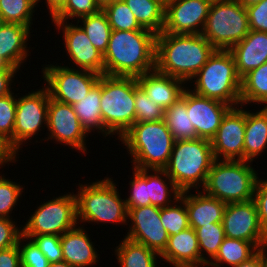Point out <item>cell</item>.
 I'll return each mask as SVG.
<instances>
[{
    "instance_id": "cell-1",
    "label": "cell",
    "mask_w": 267,
    "mask_h": 267,
    "mask_svg": "<svg viewBox=\"0 0 267 267\" xmlns=\"http://www.w3.org/2000/svg\"><path fill=\"white\" fill-rule=\"evenodd\" d=\"M215 50L202 34L161 32L156 35L155 69L189 84Z\"/></svg>"
},
{
    "instance_id": "cell-2",
    "label": "cell",
    "mask_w": 267,
    "mask_h": 267,
    "mask_svg": "<svg viewBox=\"0 0 267 267\" xmlns=\"http://www.w3.org/2000/svg\"><path fill=\"white\" fill-rule=\"evenodd\" d=\"M156 34L148 29L112 30L103 55L104 74L138 77L155 70Z\"/></svg>"
},
{
    "instance_id": "cell-3",
    "label": "cell",
    "mask_w": 267,
    "mask_h": 267,
    "mask_svg": "<svg viewBox=\"0 0 267 267\" xmlns=\"http://www.w3.org/2000/svg\"><path fill=\"white\" fill-rule=\"evenodd\" d=\"M76 209L77 221L95 224H128V209L125 199L121 198L116 182L111 177H104L90 184L77 186ZM120 193V194H119Z\"/></svg>"
},
{
    "instance_id": "cell-4",
    "label": "cell",
    "mask_w": 267,
    "mask_h": 267,
    "mask_svg": "<svg viewBox=\"0 0 267 267\" xmlns=\"http://www.w3.org/2000/svg\"><path fill=\"white\" fill-rule=\"evenodd\" d=\"M119 141L132 159V168L164 169L175 140L164 120H157L136 122Z\"/></svg>"
},
{
    "instance_id": "cell-5",
    "label": "cell",
    "mask_w": 267,
    "mask_h": 267,
    "mask_svg": "<svg viewBox=\"0 0 267 267\" xmlns=\"http://www.w3.org/2000/svg\"><path fill=\"white\" fill-rule=\"evenodd\" d=\"M215 160L210 140H175L163 170L182 192L201 190Z\"/></svg>"
},
{
    "instance_id": "cell-6",
    "label": "cell",
    "mask_w": 267,
    "mask_h": 267,
    "mask_svg": "<svg viewBox=\"0 0 267 267\" xmlns=\"http://www.w3.org/2000/svg\"><path fill=\"white\" fill-rule=\"evenodd\" d=\"M189 83L191 84L186 86L198 95L221 101L231 107L241 105V78L229 50H215Z\"/></svg>"
},
{
    "instance_id": "cell-7",
    "label": "cell",
    "mask_w": 267,
    "mask_h": 267,
    "mask_svg": "<svg viewBox=\"0 0 267 267\" xmlns=\"http://www.w3.org/2000/svg\"><path fill=\"white\" fill-rule=\"evenodd\" d=\"M246 160H215L202 191L225 203L253 199L258 172Z\"/></svg>"
},
{
    "instance_id": "cell-8",
    "label": "cell",
    "mask_w": 267,
    "mask_h": 267,
    "mask_svg": "<svg viewBox=\"0 0 267 267\" xmlns=\"http://www.w3.org/2000/svg\"><path fill=\"white\" fill-rule=\"evenodd\" d=\"M101 116L116 140L136 123L134 77L101 75Z\"/></svg>"
},
{
    "instance_id": "cell-9",
    "label": "cell",
    "mask_w": 267,
    "mask_h": 267,
    "mask_svg": "<svg viewBox=\"0 0 267 267\" xmlns=\"http://www.w3.org/2000/svg\"><path fill=\"white\" fill-rule=\"evenodd\" d=\"M250 31L247 9L237 0L211 3L202 35L216 50H230Z\"/></svg>"
},
{
    "instance_id": "cell-10",
    "label": "cell",
    "mask_w": 267,
    "mask_h": 267,
    "mask_svg": "<svg viewBox=\"0 0 267 267\" xmlns=\"http://www.w3.org/2000/svg\"><path fill=\"white\" fill-rule=\"evenodd\" d=\"M22 227V235H58L61 236L78 225L76 197L74 192H66L41 202L36 206Z\"/></svg>"
},
{
    "instance_id": "cell-11",
    "label": "cell",
    "mask_w": 267,
    "mask_h": 267,
    "mask_svg": "<svg viewBox=\"0 0 267 267\" xmlns=\"http://www.w3.org/2000/svg\"><path fill=\"white\" fill-rule=\"evenodd\" d=\"M44 64L42 66V79L44 87L48 90L50 98L61 103L73 105L82 100L84 96L98 83L101 75L88 71L71 68L65 64L60 66Z\"/></svg>"
},
{
    "instance_id": "cell-12",
    "label": "cell",
    "mask_w": 267,
    "mask_h": 267,
    "mask_svg": "<svg viewBox=\"0 0 267 267\" xmlns=\"http://www.w3.org/2000/svg\"><path fill=\"white\" fill-rule=\"evenodd\" d=\"M42 87L35 91L32 89L31 93L29 91L26 95L17 96L14 126V152L17 156L22 155L18 153L25 144L31 143L34 136H38L40 131L47 128L50 96L48 90Z\"/></svg>"
},
{
    "instance_id": "cell-13",
    "label": "cell",
    "mask_w": 267,
    "mask_h": 267,
    "mask_svg": "<svg viewBox=\"0 0 267 267\" xmlns=\"http://www.w3.org/2000/svg\"><path fill=\"white\" fill-rule=\"evenodd\" d=\"M47 131V137L39 138V143H42V140L45 142L52 140L55 141L53 143L57 142L56 145L63 144L68 148L71 147L69 149L74 148L86 156L88 150L86 137L89 136L79 122L72 105L49 98Z\"/></svg>"
},
{
    "instance_id": "cell-14",
    "label": "cell",
    "mask_w": 267,
    "mask_h": 267,
    "mask_svg": "<svg viewBox=\"0 0 267 267\" xmlns=\"http://www.w3.org/2000/svg\"><path fill=\"white\" fill-rule=\"evenodd\" d=\"M222 224L225 237L252 242L259 250L265 248L267 233L261 226L253 199L227 203Z\"/></svg>"
},
{
    "instance_id": "cell-15",
    "label": "cell",
    "mask_w": 267,
    "mask_h": 267,
    "mask_svg": "<svg viewBox=\"0 0 267 267\" xmlns=\"http://www.w3.org/2000/svg\"><path fill=\"white\" fill-rule=\"evenodd\" d=\"M71 22L52 21L56 30L58 32L60 30L63 34L64 42L62 44H64L65 51L67 52L66 55L69 56L68 60L73 64L70 67L103 75V54L93 46L79 23Z\"/></svg>"
},
{
    "instance_id": "cell-16",
    "label": "cell",
    "mask_w": 267,
    "mask_h": 267,
    "mask_svg": "<svg viewBox=\"0 0 267 267\" xmlns=\"http://www.w3.org/2000/svg\"><path fill=\"white\" fill-rule=\"evenodd\" d=\"M243 107V105L231 107L211 139L216 160H244L246 109Z\"/></svg>"
},
{
    "instance_id": "cell-17",
    "label": "cell",
    "mask_w": 267,
    "mask_h": 267,
    "mask_svg": "<svg viewBox=\"0 0 267 267\" xmlns=\"http://www.w3.org/2000/svg\"><path fill=\"white\" fill-rule=\"evenodd\" d=\"M128 209V232L124 237L144 244L161 255L165 250L169 235L162 226L160 208L149 205Z\"/></svg>"
},
{
    "instance_id": "cell-18",
    "label": "cell",
    "mask_w": 267,
    "mask_h": 267,
    "mask_svg": "<svg viewBox=\"0 0 267 267\" xmlns=\"http://www.w3.org/2000/svg\"><path fill=\"white\" fill-rule=\"evenodd\" d=\"M212 0L165 1L162 32L172 34H201Z\"/></svg>"
},
{
    "instance_id": "cell-19",
    "label": "cell",
    "mask_w": 267,
    "mask_h": 267,
    "mask_svg": "<svg viewBox=\"0 0 267 267\" xmlns=\"http://www.w3.org/2000/svg\"><path fill=\"white\" fill-rule=\"evenodd\" d=\"M231 108L221 101L194 93L186 87V109L197 138L210 140L214 137L224 115Z\"/></svg>"
},
{
    "instance_id": "cell-20",
    "label": "cell",
    "mask_w": 267,
    "mask_h": 267,
    "mask_svg": "<svg viewBox=\"0 0 267 267\" xmlns=\"http://www.w3.org/2000/svg\"><path fill=\"white\" fill-rule=\"evenodd\" d=\"M30 31L28 26L12 23H5L0 28V65H8L21 71L20 67L31 54V45L27 46V42L31 41Z\"/></svg>"
},
{
    "instance_id": "cell-21",
    "label": "cell",
    "mask_w": 267,
    "mask_h": 267,
    "mask_svg": "<svg viewBox=\"0 0 267 267\" xmlns=\"http://www.w3.org/2000/svg\"><path fill=\"white\" fill-rule=\"evenodd\" d=\"M90 236L82 224L63 233L60 236L63 261L74 267L95 266L100 260V254Z\"/></svg>"
},
{
    "instance_id": "cell-22",
    "label": "cell",
    "mask_w": 267,
    "mask_h": 267,
    "mask_svg": "<svg viewBox=\"0 0 267 267\" xmlns=\"http://www.w3.org/2000/svg\"><path fill=\"white\" fill-rule=\"evenodd\" d=\"M138 84L144 89L148 99L154 101L162 109L171 107L179 98L187 85L183 80L158 72L156 69L136 77Z\"/></svg>"
},
{
    "instance_id": "cell-23",
    "label": "cell",
    "mask_w": 267,
    "mask_h": 267,
    "mask_svg": "<svg viewBox=\"0 0 267 267\" xmlns=\"http://www.w3.org/2000/svg\"><path fill=\"white\" fill-rule=\"evenodd\" d=\"M196 192L195 194H193ZM181 192L188 214L189 226L193 229L210 223L222 222L227 203L205 194L202 190Z\"/></svg>"
},
{
    "instance_id": "cell-24",
    "label": "cell",
    "mask_w": 267,
    "mask_h": 267,
    "mask_svg": "<svg viewBox=\"0 0 267 267\" xmlns=\"http://www.w3.org/2000/svg\"><path fill=\"white\" fill-rule=\"evenodd\" d=\"M160 259L173 267H201V255L196 231L188 227L168 238Z\"/></svg>"
},
{
    "instance_id": "cell-25",
    "label": "cell",
    "mask_w": 267,
    "mask_h": 267,
    "mask_svg": "<svg viewBox=\"0 0 267 267\" xmlns=\"http://www.w3.org/2000/svg\"><path fill=\"white\" fill-rule=\"evenodd\" d=\"M240 78L267 62V32L250 30L246 37L229 50Z\"/></svg>"
},
{
    "instance_id": "cell-26",
    "label": "cell",
    "mask_w": 267,
    "mask_h": 267,
    "mask_svg": "<svg viewBox=\"0 0 267 267\" xmlns=\"http://www.w3.org/2000/svg\"><path fill=\"white\" fill-rule=\"evenodd\" d=\"M246 108L244 160L255 161L267 148V107L254 112Z\"/></svg>"
},
{
    "instance_id": "cell-27",
    "label": "cell",
    "mask_w": 267,
    "mask_h": 267,
    "mask_svg": "<svg viewBox=\"0 0 267 267\" xmlns=\"http://www.w3.org/2000/svg\"><path fill=\"white\" fill-rule=\"evenodd\" d=\"M79 122L87 134L101 133L103 137L110 138L113 135L105 128L101 116V76L98 83L90 90L87 96L72 105Z\"/></svg>"
},
{
    "instance_id": "cell-28",
    "label": "cell",
    "mask_w": 267,
    "mask_h": 267,
    "mask_svg": "<svg viewBox=\"0 0 267 267\" xmlns=\"http://www.w3.org/2000/svg\"><path fill=\"white\" fill-rule=\"evenodd\" d=\"M147 192L151 205L163 208L176 201L182 191L163 169H147Z\"/></svg>"
},
{
    "instance_id": "cell-29",
    "label": "cell",
    "mask_w": 267,
    "mask_h": 267,
    "mask_svg": "<svg viewBox=\"0 0 267 267\" xmlns=\"http://www.w3.org/2000/svg\"><path fill=\"white\" fill-rule=\"evenodd\" d=\"M114 249L120 267H159L160 255L147 248L144 244L125 237Z\"/></svg>"
},
{
    "instance_id": "cell-30",
    "label": "cell",
    "mask_w": 267,
    "mask_h": 267,
    "mask_svg": "<svg viewBox=\"0 0 267 267\" xmlns=\"http://www.w3.org/2000/svg\"><path fill=\"white\" fill-rule=\"evenodd\" d=\"M258 251L252 242L225 237L218 253L206 267H234L249 260Z\"/></svg>"
},
{
    "instance_id": "cell-31",
    "label": "cell",
    "mask_w": 267,
    "mask_h": 267,
    "mask_svg": "<svg viewBox=\"0 0 267 267\" xmlns=\"http://www.w3.org/2000/svg\"><path fill=\"white\" fill-rule=\"evenodd\" d=\"M142 28L161 33L164 27L165 2L163 0H124Z\"/></svg>"
},
{
    "instance_id": "cell-32",
    "label": "cell",
    "mask_w": 267,
    "mask_h": 267,
    "mask_svg": "<svg viewBox=\"0 0 267 267\" xmlns=\"http://www.w3.org/2000/svg\"><path fill=\"white\" fill-rule=\"evenodd\" d=\"M240 99L245 107L252 103L267 107V62L241 78Z\"/></svg>"
},
{
    "instance_id": "cell-33",
    "label": "cell",
    "mask_w": 267,
    "mask_h": 267,
    "mask_svg": "<svg viewBox=\"0 0 267 267\" xmlns=\"http://www.w3.org/2000/svg\"><path fill=\"white\" fill-rule=\"evenodd\" d=\"M164 122L172 133L174 140H192L197 138L193 124L186 109V88L171 107L165 110Z\"/></svg>"
},
{
    "instance_id": "cell-34",
    "label": "cell",
    "mask_w": 267,
    "mask_h": 267,
    "mask_svg": "<svg viewBox=\"0 0 267 267\" xmlns=\"http://www.w3.org/2000/svg\"><path fill=\"white\" fill-rule=\"evenodd\" d=\"M77 23H80L93 46L104 55L112 31L106 13L100 10L97 14L79 18Z\"/></svg>"
},
{
    "instance_id": "cell-35",
    "label": "cell",
    "mask_w": 267,
    "mask_h": 267,
    "mask_svg": "<svg viewBox=\"0 0 267 267\" xmlns=\"http://www.w3.org/2000/svg\"><path fill=\"white\" fill-rule=\"evenodd\" d=\"M198 238L201 255V267L206 265L216 256L222 244L225 233L222 222L210 223V225L194 229Z\"/></svg>"
},
{
    "instance_id": "cell-36",
    "label": "cell",
    "mask_w": 267,
    "mask_h": 267,
    "mask_svg": "<svg viewBox=\"0 0 267 267\" xmlns=\"http://www.w3.org/2000/svg\"><path fill=\"white\" fill-rule=\"evenodd\" d=\"M38 6L37 0H0V14L5 23L25 25L32 30Z\"/></svg>"
},
{
    "instance_id": "cell-37",
    "label": "cell",
    "mask_w": 267,
    "mask_h": 267,
    "mask_svg": "<svg viewBox=\"0 0 267 267\" xmlns=\"http://www.w3.org/2000/svg\"><path fill=\"white\" fill-rule=\"evenodd\" d=\"M112 30H142L133 12L124 0L109 2L102 7Z\"/></svg>"
},
{
    "instance_id": "cell-38",
    "label": "cell",
    "mask_w": 267,
    "mask_h": 267,
    "mask_svg": "<svg viewBox=\"0 0 267 267\" xmlns=\"http://www.w3.org/2000/svg\"><path fill=\"white\" fill-rule=\"evenodd\" d=\"M160 219L169 236L190 227L186 205L181 197L171 205L160 208Z\"/></svg>"
},
{
    "instance_id": "cell-39",
    "label": "cell",
    "mask_w": 267,
    "mask_h": 267,
    "mask_svg": "<svg viewBox=\"0 0 267 267\" xmlns=\"http://www.w3.org/2000/svg\"><path fill=\"white\" fill-rule=\"evenodd\" d=\"M12 92L0 98V137L14 151V126L17 94Z\"/></svg>"
},
{
    "instance_id": "cell-40",
    "label": "cell",
    "mask_w": 267,
    "mask_h": 267,
    "mask_svg": "<svg viewBox=\"0 0 267 267\" xmlns=\"http://www.w3.org/2000/svg\"><path fill=\"white\" fill-rule=\"evenodd\" d=\"M134 99L136 122H151L164 119L165 110L154 101L148 99L146 92L138 84L136 77H134Z\"/></svg>"
},
{
    "instance_id": "cell-41",
    "label": "cell",
    "mask_w": 267,
    "mask_h": 267,
    "mask_svg": "<svg viewBox=\"0 0 267 267\" xmlns=\"http://www.w3.org/2000/svg\"><path fill=\"white\" fill-rule=\"evenodd\" d=\"M133 175L129 181L130 193L125 197L127 208H139L151 205L147 192V169L133 168Z\"/></svg>"
},
{
    "instance_id": "cell-42",
    "label": "cell",
    "mask_w": 267,
    "mask_h": 267,
    "mask_svg": "<svg viewBox=\"0 0 267 267\" xmlns=\"http://www.w3.org/2000/svg\"><path fill=\"white\" fill-rule=\"evenodd\" d=\"M102 6L97 0H67L51 21H77L84 16L97 14Z\"/></svg>"
},
{
    "instance_id": "cell-43",
    "label": "cell",
    "mask_w": 267,
    "mask_h": 267,
    "mask_svg": "<svg viewBox=\"0 0 267 267\" xmlns=\"http://www.w3.org/2000/svg\"><path fill=\"white\" fill-rule=\"evenodd\" d=\"M19 183L0 174V217L13 218L12 211L18 206V201L22 198V192L25 189V186Z\"/></svg>"
},
{
    "instance_id": "cell-44",
    "label": "cell",
    "mask_w": 267,
    "mask_h": 267,
    "mask_svg": "<svg viewBox=\"0 0 267 267\" xmlns=\"http://www.w3.org/2000/svg\"><path fill=\"white\" fill-rule=\"evenodd\" d=\"M18 248L21 267H49L48 259L31 238L21 235L18 240Z\"/></svg>"
},
{
    "instance_id": "cell-45",
    "label": "cell",
    "mask_w": 267,
    "mask_h": 267,
    "mask_svg": "<svg viewBox=\"0 0 267 267\" xmlns=\"http://www.w3.org/2000/svg\"><path fill=\"white\" fill-rule=\"evenodd\" d=\"M31 238L43 252L49 263L63 261L60 236L58 235H24Z\"/></svg>"
},
{
    "instance_id": "cell-46",
    "label": "cell",
    "mask_w": 267,
    "mask_h": 267,
    "mask_svg": "<svg viewBox=\"0 0 267 267\" xmlns=\"http://www.w3.org/2000/svg\"><path fill=\"white\" fill-rule=\"evenodd\" d=\"M11 218L0 217V250H4L18 244L22 235L21 225L17 226Z\"/></svg>"
},
{
    "instance_id": "cell-47",
    "label": "cell",
    "mask_w": 267,
    "mask_h": 267,
    "mask_svg": "<svg viewBox=\"0 0 267 267\" xmlns=\"http://www.w3.org/2000/svg\"><path fill=\"white\" fill-rule=\"evenodd\" d=\"M250 30L267 32V0L246 7Z\"/></svg>"
},
{
    "instance_id": "cell-48",
    "label": "cell",
    "mask_w": 267,
    "mask_h": 267,
    "mask_svg": "<svg viewBox=\"0 0 267 267\" xmlns=\"http://www.w3.org/2000/svg\"><path fill=\"white\" fill-rule=\"evenodd\" d=\"M253 201L257 207L261 226L267 233V179L257 178Z\"/></svg>"
},
{
    "instance_id": "cell-49",
    "label": "cell",
    "mask_w": 267,
    "mask_h": 267,
    "mask_svg": "<svg viewBox=\"0 0 267 267\" xmlns=\"http://www.w3.org/2000/svg\"><path fill=\"white\" fill-rule=\"evenodd\" d=\"M20 73L17 69L8 65H0V98L13 92L15 75Z\"/></svg>"
},
{
    "instance_id": "cell-50",
    "label": "cell",
    "mask_w": 267,
    "mask_h": 267,
    "mask_svg": "<svg viewBox=\"0 0 267 267\" xmlns=\"http://www.w3.org/2000/svg\"><path fill=\"white\" fill-rule=\"evenodd\" d=\"M0 267H21L18 244L10 248L0 250Z\"/></svg>"
},
{
    "instance_id": "cell-51",
    "label": "cell",
    "mask_w": 267,
    "mask_h": 267,
    "mask_svg": "<svg viewBox=\"0 0 267 267\" xmlns=\"http://www.w3.org/2000/svg\"><path fill=\"white\" fill-rule=\"evenodd\" d=\"M17 158L19 159L20 156L17 157L7 142L0 137V167L3 168L6 164L9 166L11 163L16 164Z\"/></svg>"
},
{
    "instance_id": "cell-52",
    "label": "cell",
    "mask_w": 267,
    "mask_h": 267,
    "mask_svg": "<svg viewBox=\"0 0 267 267\" xmlns=\"http://www.w3.org/2000/svg\"><path fill=\"white\" fill-rule=\"evenodd\" d=\"M264 262V249H260L253 257L249 260L242 262L234 267H263Z\"/></svg>"
},
{
    "instance_id": "cell-53",
    "label": "cell",
    "mask_w": 267,
    "mask_h": 267,
    "mask_svg": "<svg viewBox=\"0 0 267 267\" xmlns=\"http://www.w3.org/2000/svg\"><path fill=\"white\" fill-rule=\"evenodd\" d=\"M43 2L41 0H37V3ZM67 0H45L46 7L48 9L49 18H52L65 4Z\"/></svg>"
},
{
    "instance_id": "cell-54",
    "label": "cell",
    "mask_w": 267,
    "mask_h": 267,
    "mask_svg": "<svg viewBox=\"0 0 267 267\" xmlns=\"http://www.w3.org/2000/svg\"><path fill=\"white\" fill-rule=\"evenodd\" d=\"M243 7H248L254 4L259 3L262 0H237Z\"/></svg>"
},
{
    "instance_id": "cell-55",
    "label": "cell",
    "mask_w": 267,
    "mask_h": 267,
    "mask_svg": "<svg viewBox=\"0 0 267 267\" xmlns=\"http://www.w3.org/2000/svg\"><path fill=\"white\" fill-rule=\"evenodd\" d=\"M49 267H74L65 261L50 263Z\"/></svg>"
},
{
    "instance_id": "cell-56",
    "label": "cell",
    "mask_w": 267,
    "mask_h": 267,
    "mask_svg": "<svg viewBox=\"0 0 267 267\" xmlns=\"http://www.w3.org/2000/svg\"><path fill=\"white\" fill-rule=\"evenodd\" d=\"M97 1L103 7L105 4H107L109 2H113V1H117V0H97Z\"/></svg>"
},
{
    "instance_id": "cell-57",
    "label": "cell",
    "mask_w": 267,
    "mask_h": 267,
    "mask_svg": "<svg viewBox=\"0 0 267 267\" xmlns=\"http://www.w3.org/2000/svg\"><path fill=\"white\" fill-rule=\"evenodd\" d=\"M263 267H267V250L264 248V262Z\"/></svg>"
},
{
    "instance_id": "cell-58",
    "label": "cell",
    "mask_w": 267,
    "mask_h": 267,
    "mask_svg": "<svg viewBox=\"0 0 267 267\" xmlns=\"http://www.w3.org/2000/svg\"><path fill=\"white\" fill-rule=\"evenodd\" d=\"M5 24V21L2 17V15L0 14V28Z\"/></svg>"
}]
</instances>
